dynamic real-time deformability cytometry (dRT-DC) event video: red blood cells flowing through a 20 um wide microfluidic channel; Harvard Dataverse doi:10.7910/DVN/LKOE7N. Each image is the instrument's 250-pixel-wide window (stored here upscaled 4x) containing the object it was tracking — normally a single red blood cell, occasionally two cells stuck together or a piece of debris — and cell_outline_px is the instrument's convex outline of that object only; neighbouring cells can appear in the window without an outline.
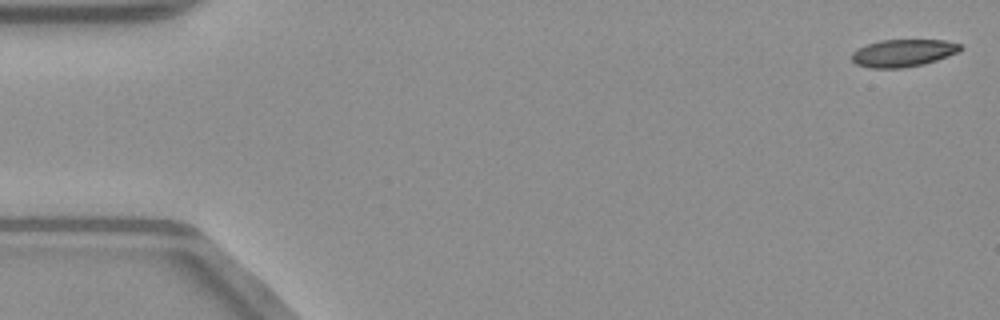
{"species": "common noctule bat (a hibernating species)", "species_latin": "Nyctalus noctula", "temperature_condition": "warm", "stored_images_in_passage": 51, "camera_frame_rate_fps": 3000, "um_per_image_px": 0.085, "animal": {"sex": "male", "body_mass_g": 23.1, "forearm_length_mm": 52.7}, "frame": {"image": 1, "passage_image": 1, "time_ms": 0.0, "image_size_px": [1000, 320], "cell_outline_px": [[964, 48], [960, 52], [924, 64], [900, 68], [868, 68], [856, 64], [852, 60], [852, 52], [868, 44], [880, 40], [944, 40], [960, 44]], "centroid_in_image_um": [76.79, 4.51], "position_along_channel_um": 8.2, "area_um2": 17.34}}
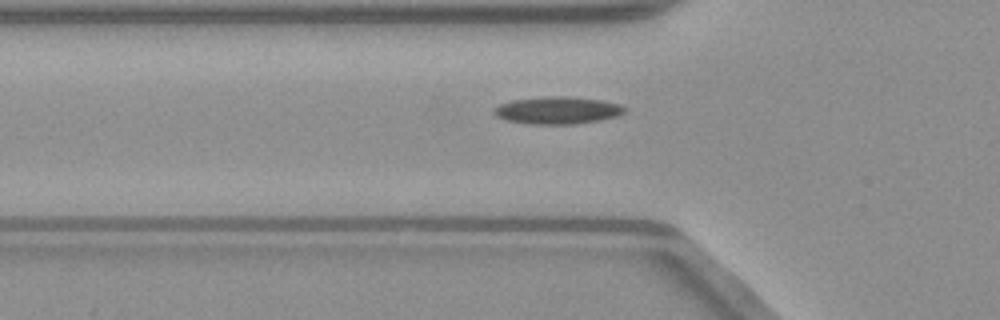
{"frame": {"image": 2, "passage_image": 17, "time_ms": 5.333, "image_size_px": [1000, 320], "cell_outline_px": [[628, 108], [620, 116], [600, 120], [572, 124], [528, 124], [508, 120], [496, 116], [496, 108], [500, 104], [512, 100], [544, 96], [564, 96], [604, 100], [620, 104]], "centroid_in_image_um": [47.47, 9.37], "position_along_channel_um": 78.3, "area_um2": 20.81}}
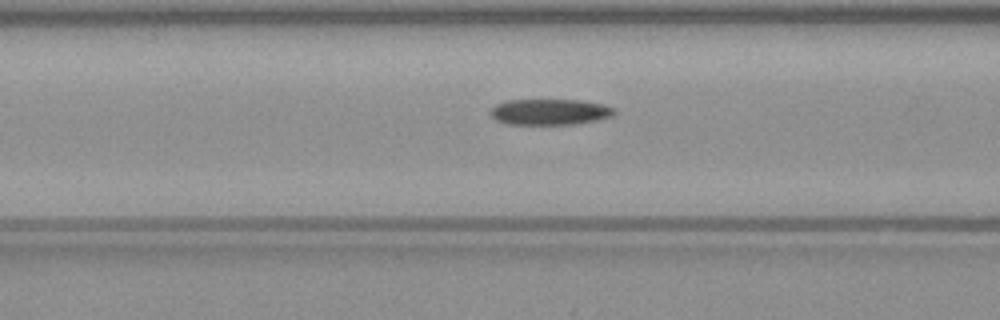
{"frame": {"image": 3, "passage_image": 20, "time_ms": 6.333, "image_size_px": [1000, 320], "cell_outline_px": [[616, 112], [612, 116], [596, 120], [572, 124], [508, 124], [496, 120], [488, 112], [496, 104], [508, 100], [580, 100], [604, 104], [616, 108]], "centroid_in_image_um": [46.74, 9.5], "position_along_channel_um": 119.9, "area_um2": 18.73}, "authors_computed_cell_mechanics": {"area_um2": 18.9584, "velocity_mm_per_s": 4.0549, "shape_relaxation_time_tau1_ms": null, "shape_relaxation_time_tau2_ms": 7.9006, "deformation_change_tau1": null, "deformation_change_tau2": 0.1866}}